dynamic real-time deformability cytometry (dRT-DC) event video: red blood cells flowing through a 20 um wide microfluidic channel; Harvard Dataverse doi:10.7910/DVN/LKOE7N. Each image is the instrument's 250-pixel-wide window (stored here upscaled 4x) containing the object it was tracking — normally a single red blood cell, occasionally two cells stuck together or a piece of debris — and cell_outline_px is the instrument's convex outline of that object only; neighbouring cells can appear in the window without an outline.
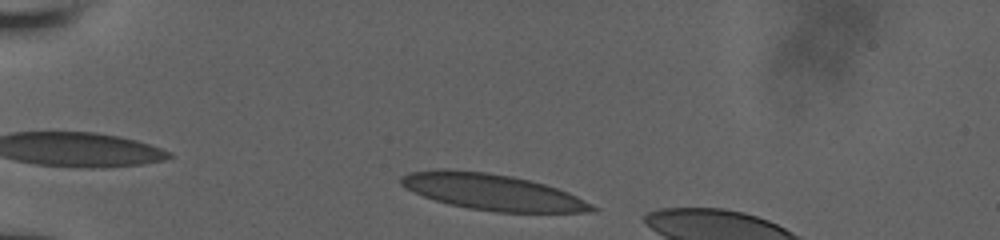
{"species": "human", "species_latin": "Homo sapiens", "temperature_condition": "room temperature", "stored_images_in_passage": 10, "camera_frame_rate_fps": 3000, "um_per_image_px": 0.085, "donor": {"sex": "male"}, "frame": {"image": 1, "passage_image": 3, "time_ms": 0.333, "image_size_px": [1000, 240], "cell_outline_px": [[600, 208], [596, 212], [496, 212], [468, 208], [448, 204], [424, 196], [404, 188], [400, 184], [400, 176], [408, 172], [436, 168], [448, 168], [484, 172], [512, 176], [544, 184], [568, 192]], "centroid_in_image_um": [41.81, 16.31], "position_along_channel_um": 43.2, "area_um2": 40.4}}